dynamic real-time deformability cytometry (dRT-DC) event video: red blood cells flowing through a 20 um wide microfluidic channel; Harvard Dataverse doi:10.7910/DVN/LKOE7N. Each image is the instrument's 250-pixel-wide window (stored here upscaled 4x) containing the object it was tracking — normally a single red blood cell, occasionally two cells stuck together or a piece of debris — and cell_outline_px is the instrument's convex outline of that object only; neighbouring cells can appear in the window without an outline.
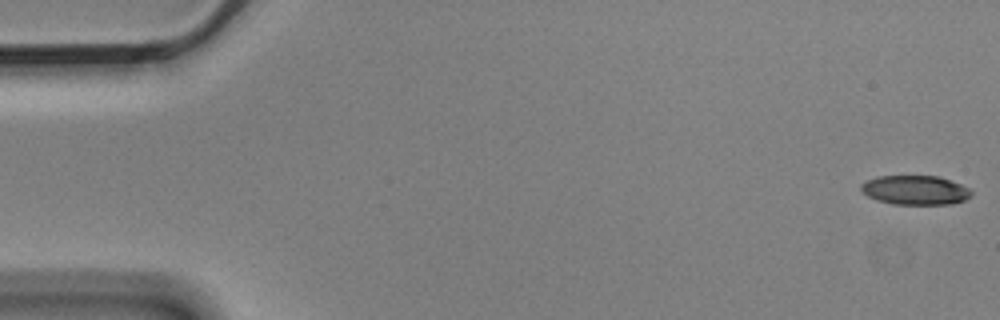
{"species": "Egyptian fruit bat (a non-hibernating species)", "species_latin": "Rousettus aegyptiacus", "temperature_condition": "cold", "stored_images_in_passage": 8, "camera_frame_rate_fps": 3000, "um_per_image_px": 0.085, "animal": {"sex": "male"}, "frame": {"image": 1, "passage_image": 1, "time_ms": 0.0, "image_size_px": [1000, 320], "cell_outline_px": [[972, 196], [964, 200], [952, 204], [892, 204], [876, 200], [868, 196], [860, 188], [860, 184], [876, 176], [940, 176], [960, 184], [968, 188], [972, 192]], "centroid_in_image_um": [77.8, 16.16], "position_along_channel_um": 7.2, "area_um2": 18.84}}
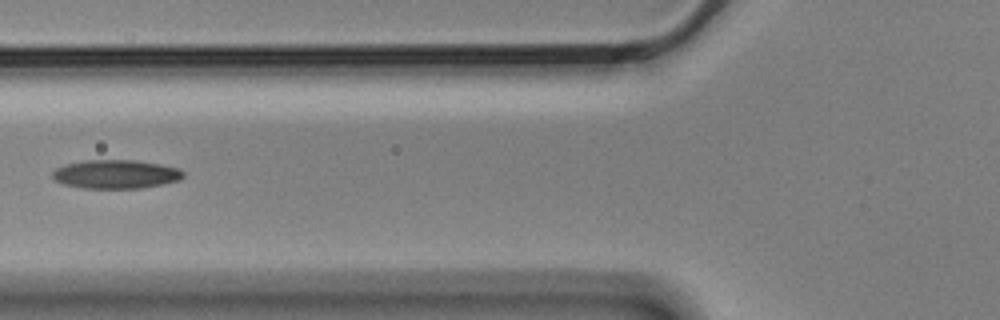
{"frame": {"image": 2, "passage_image": 6, "time_ms": 1.667, "image_size_px": [1000, 320], "cell_outline_px": [[184, 176], [180, 180], [140, 188], [84, 188], [64, 184], [56, 180], [52, 176], [52, 172], [56, 168], [64, 164], [84, 160], [136, 160], [160, 164], [180, 168], [184, 172]], "centroid_in_image_um": [9.85, 14.79], "position_along_channel_um": 115.9, "area_um2": 21.91}}
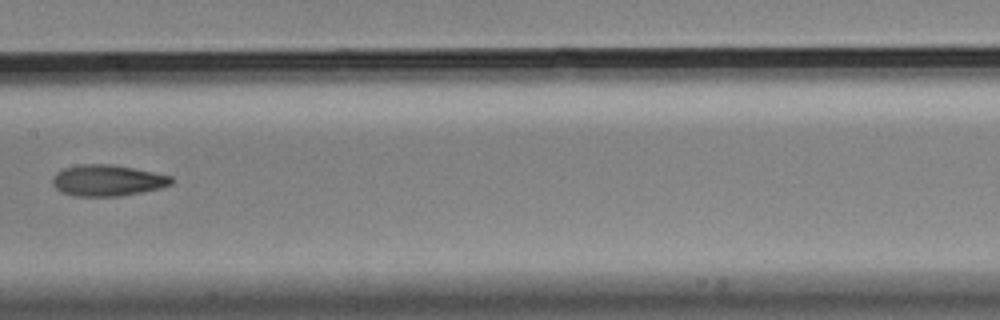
{"frame": {"image": 3, "passage_image": 8, "time_ms": 2.333, "image_size_px": [1000, 320], "cell_outline_px": [[172, 184], [160, 188], [120, 196], [72, 196], [60, 192], [52, 184], [52, 176], [56, 172], [64, 168], [80, 164], [108, 164], [132, 168], [172, 176]], "centroid_in_image_um": [9.08, 15.34], "position_along_channel_um": 198.3, "area_um2": 21.56}}